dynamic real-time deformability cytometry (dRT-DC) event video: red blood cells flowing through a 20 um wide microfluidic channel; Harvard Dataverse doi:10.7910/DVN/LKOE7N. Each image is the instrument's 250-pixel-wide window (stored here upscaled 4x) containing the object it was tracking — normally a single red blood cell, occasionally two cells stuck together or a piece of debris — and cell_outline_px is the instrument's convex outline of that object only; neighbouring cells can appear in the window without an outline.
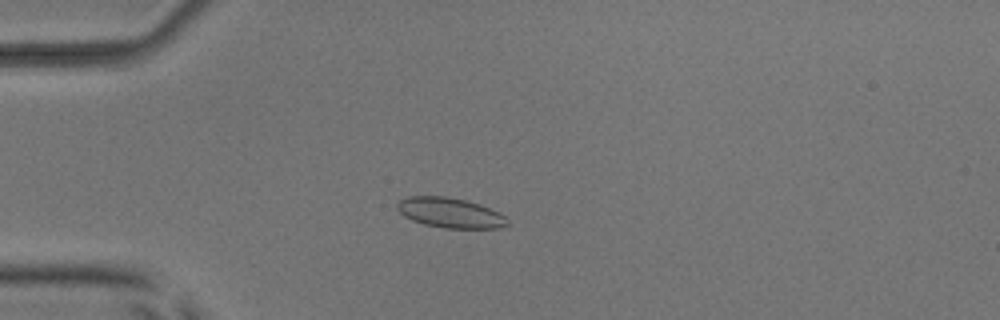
{"species": "common noctule bat (a hibernating species)", "species_latin": "Nyctalus noctula", "temperature_condition": "room temperature", "stored_images_in_passage": 54, "camera_frame_rate_fps": 3000, "um_per_image_px": 0.085, "animal": {"sex": "male", "body_mass_g": 17.9, "forearm_length_mm": 54.2}, "frame": {"image": 1, "passage_image": 15, "time_ms": 4.667, "image_size_px": [1000, 320], "cell_outline_px": [[508, 224], [496, 228], [444, 228], [424, 224], [412, 220], [404, 216], [396, 208], [396, 204], [400, 200], [408, 196], [444, 196], [464, 200], [488, 208], [504, 216]], "centroid_in_image_um": [38.18, 18.09], "position_along_channel_um": 46.8, "area_um2": 18.9}}
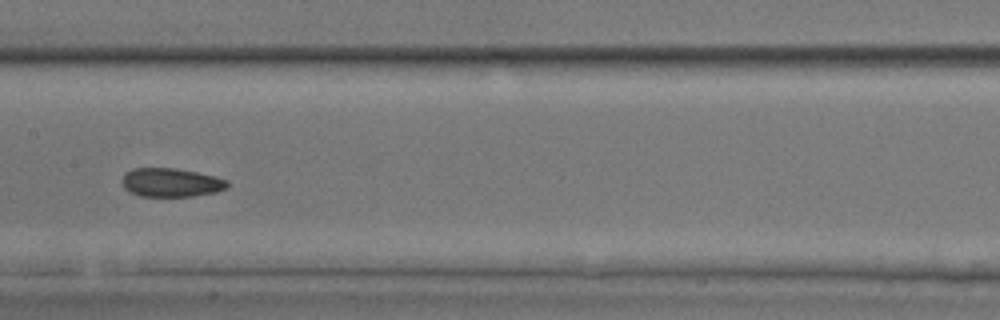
{"frame": {"image": 2, "passage_image": 28, "time_ms": 9.0, "image_size_px": [1000, 320], "cell_outline_px": [[228, 188], [216, 192], [196, 196], [140, 196], [128, 192], [124, 188], [120, 180], [124, 172], [132, 168], [172, 168], [196, 172], [216, 176], [228, 180]], "centroid_in_image_um": [14.51, 15.51], "position_along_channel_um": 192.9, "area_um2": 17.92}}
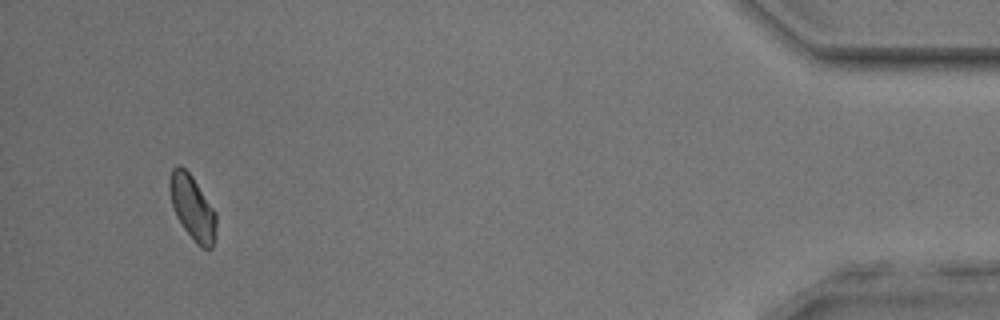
{"frame": {"image": 3, "passage_image": 51, "time_ms": 16.667, "image_size_px": [1000, 320], "cell_outline_px": [[216, 240], [212, 248], [204, 248], [196, 244], [184, 228], [176, 216], [172, 204], [168, 184], [168, 180], [172, 168], [180, 164], [192, 176], [216, 212]], "centroid_in_image_um": [16.36, 17.65], "position_along_channel_um": 418.8, "area_um2": 17.57}, "authors_computed_cell_mechanics": {"area_um2": 18.0914, "velocity_mm_per_s": 3.8696, "shape_relaxation_time_tau1_ms": null, "shape_relaxation_time_tau2_ms": 3.453, "deformation_change_tau1": null, "deformation_change_tau2": 0.0568}}